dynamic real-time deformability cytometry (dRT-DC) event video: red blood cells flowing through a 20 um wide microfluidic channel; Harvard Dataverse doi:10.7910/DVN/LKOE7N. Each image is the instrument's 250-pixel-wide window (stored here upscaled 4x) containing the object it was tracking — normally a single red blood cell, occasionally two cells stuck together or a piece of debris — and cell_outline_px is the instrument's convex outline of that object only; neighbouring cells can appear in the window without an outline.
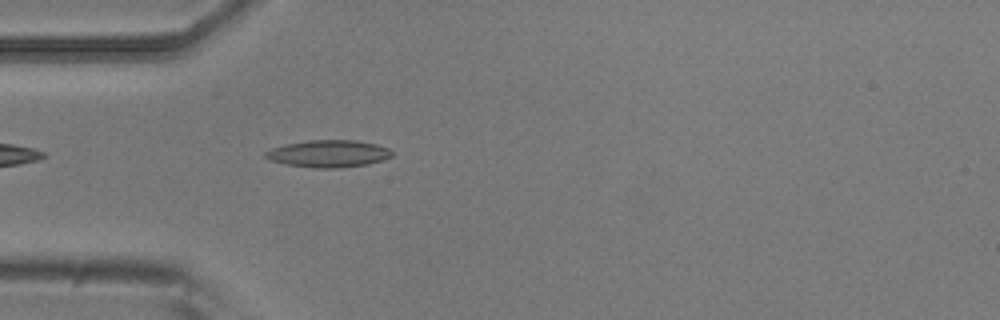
{"species": "common noctule bat (a hibernating species)", "species_latin": "Nyctalus noctula", "temperature_condition": "room temperature", "stored_images_in_passage": 1, "camera_frame_rate_fps": 3000, "um_per_image_px": 0.085, "animal": {"sex": "male", "body_mass_g": 20.5, "forearm_length_mm": 52.5}, "frame": {"image": 1, "passage_image": 1, "time_ms": 0.0, "image_size_px": [1000, 320], "cell_outline_px": [[392, 156], [368, 164], [340, 168], [312, 168], [288, 164], [268, 160], [264, 156], [264, 152], [272, 148], [288, 144], [308, 140], [356, 140], [376, 144], [388, 148], [392, 152]], "centroid_in_image_um": [27.91, 13.06], "position_along_channel_um": 57.1, "area_um2": 19.94}}